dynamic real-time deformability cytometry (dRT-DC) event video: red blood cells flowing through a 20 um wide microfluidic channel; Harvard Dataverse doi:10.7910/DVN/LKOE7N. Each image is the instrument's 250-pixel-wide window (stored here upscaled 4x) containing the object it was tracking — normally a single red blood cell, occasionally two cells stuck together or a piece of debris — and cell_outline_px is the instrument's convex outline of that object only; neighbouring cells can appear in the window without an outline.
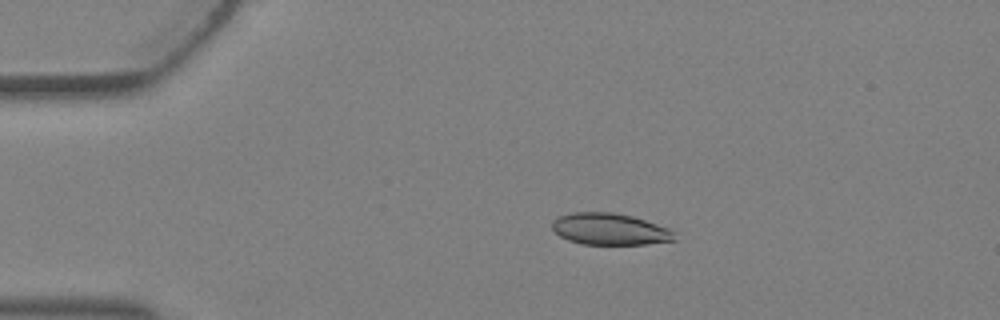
{"species": "Egyptian fruit bat (a non-hibernating species)", "species_latin": "Rousettus aegyptiacus", "temperature_condition": "warm", "stored_images_in_passage": 4, "camera_frame_rate_fps": 3000, "um_per_image_px": 0.085, "animal": {"sex": "female"}, "frame": {"image": 1, "passage_image": 3, "time_ms": 0.667, "image_size_px": [1000, 320], "cell_outline_px": [[676, 240], [644, 244], [580, 244], [568, 240], [560, 236], [552, 228], [552, 220], [560, 216], [572, 212], [612, 212], [632, 216], [668, 228], [672, 232]], "centroid_in_image_um": [51.78, 19.47], "position_along_channel_um": 33.2, "area_um2": 22.37}}
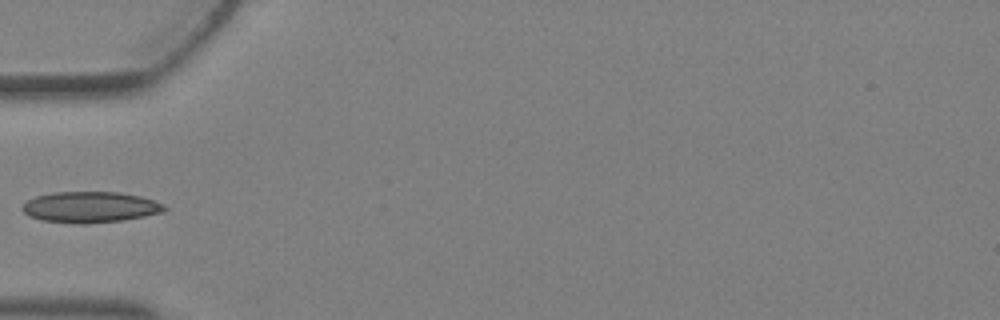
{"frame": {"image": 2, "passage_image": 4, "time_ms": 1.0, "image_size_px": [1000, 320], "cell_outline_px": [[168, 208], [164, 212], [124, 220], [44, 220], [28, 216], [20, 208], [28, 200], [36, 196], [52, 192], [120, 192], [140, 196], [164, 204]], "centroid_in_image_um": [7.71, 17.54], "position_along_channel_um": 77.3, "area_um2": 24.45}}